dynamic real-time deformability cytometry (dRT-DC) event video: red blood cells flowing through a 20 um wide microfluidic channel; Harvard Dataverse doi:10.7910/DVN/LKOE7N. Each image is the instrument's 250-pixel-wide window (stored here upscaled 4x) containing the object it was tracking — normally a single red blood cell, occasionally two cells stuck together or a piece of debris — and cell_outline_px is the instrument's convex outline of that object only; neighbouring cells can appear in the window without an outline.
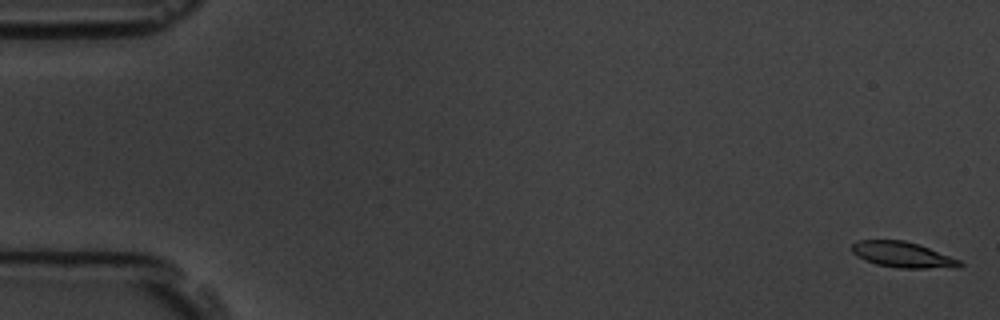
{"species": "common noctule bat (a hibernating species)", "species_latin": "Nyctalus noctula", "temperature_condition": "room temperature", "stored_images_in_passage": 8, "camera_frame_rate_fps": 3000, "um_per_image_px": 0.085, "animal": {"sex": "male", "body_mass_g": 19.5, "forearm_length_mm": 54.6}, "frame": {"image": 1, "passage_image": 1, "time_ms": 0.0, "image_size_px": [1000, 320], "cell_outline_px": [[964, 264], [956, 268], [900, 268], [876, 264], [864, 260], [856, 256], [852, 252], [852, 244], [856, 240], [904, 240], [928, 248], [960, 260]], "centroid_in_image_um": [76.7, 21.65], "position_along_channel_um": 8.3, "area_um2": 16.07}}
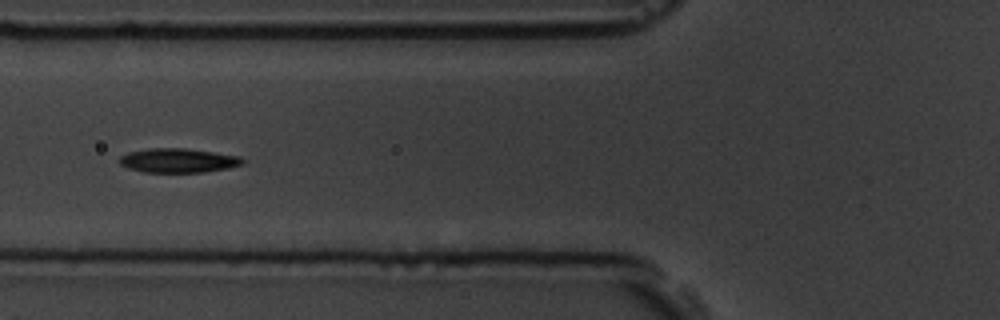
{"frame": {"image": 2, "passage_image": 7, "time_ms": 6.667, "image_size_px": [1000, 320], "cell_outline_px": [[244, 164], [228, 168], [204, 172], [144, 172], [128, 168], [120, 164], [120, 156], [128, 152], [148, 148], [184, 148], [240, 156], [244, 160]], "centroid_in_image_um": [15.14, 13.64], "position_along_channel_um": 110.7, "area_um2": 17.34}}
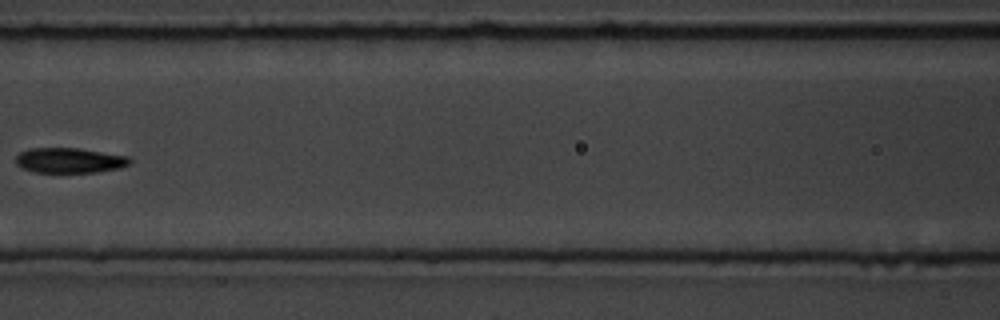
{"frame": {"image": 3, "passage_image": 8, "time_ms": 8.0, "image_size_px": [1000, 320], "cell_outline_px": [[132, 160], [128, 164], [120, 168], [96, 172], [36, 172], [24, 168], [16, 164], [16, 156], [20, 152], [32, 148], [80, 148], [128, 156]], "centroid_in_image_um": [5.93, 13.62], "position_along_channel_um": 160.7, "area_um2": 16.59}}